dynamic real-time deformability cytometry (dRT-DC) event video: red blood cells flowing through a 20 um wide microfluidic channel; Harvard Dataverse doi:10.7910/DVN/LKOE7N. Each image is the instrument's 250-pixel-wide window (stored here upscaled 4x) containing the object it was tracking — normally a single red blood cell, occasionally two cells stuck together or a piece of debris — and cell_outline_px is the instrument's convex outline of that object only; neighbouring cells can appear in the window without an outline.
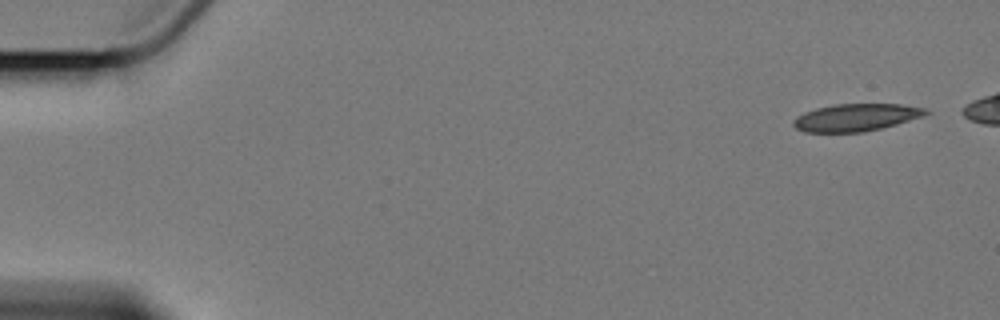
{"species": "Egyptian fruit bat (a non-hibernating species)", "species_latin": "Rousettus aegyptiacus", "temperature_condition": "cold", "stored_images_in_passage": 10, "segment_of_instrument_passage": [1, 2], "camera_frame_rate_fps": 3000, "um_per_image_px": 0.085, "animal": {"sex": "female"}, "frame": {"image": 1, "passage_image": 1, "time_ms": 0.0, "image_size_px": [1000, 320], "cell_outline_px": [[932, 112], [896, 124], [864, 132], [804, 132], [796, 128], [792, 124], [792, 120], [796, 116], [804, 112], [816, 108], [832, 104], [900, 104], [924, 108]], "centroid_in_image_um": [72.69, 9.98], "position_along_channel_um": 12.3, "area_um2": 21.04}}
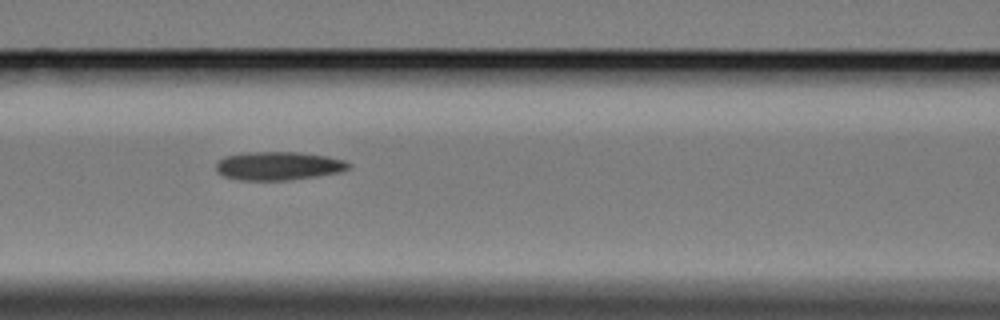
{"frame": {"image": 2, "passage_image": 7, "time_ms": 7.667, "image_size_px": [1000, 320], "cell_outline_px": [[352, 168], [340, 172], [316, 176], [288, 180], [240, 180], [224, 176], [216, 168], [216, 160], [224, 156], [244, 152], [300, 152], [328, 156], [344, 160], [352, 164]], "centroid_in_image_um": [23.69, 14.09], "position_along_channel_um": 142.9, "area_um2": 22.2}}
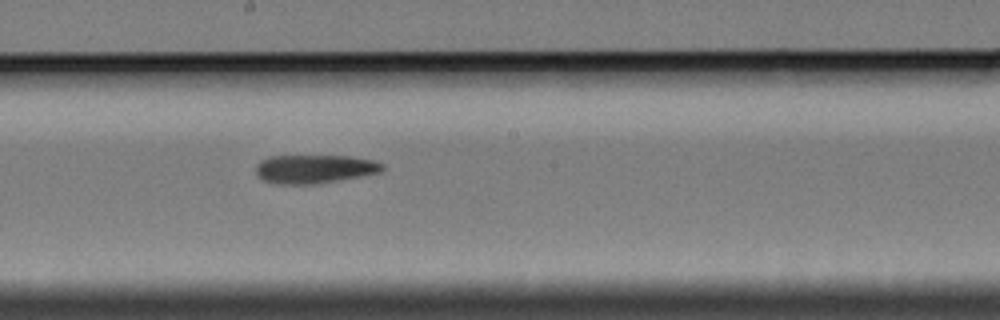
{"frame": {"image": 3, "passage_image": 9, "time_ms": 10.0, "image_size_px": [1000, 320], "cell_outline_px": [[384, 168], [380, 172], [360, 176], [316, 184], [280, 184], [264, 180], [256, 176], [256, 164], [260, 160], [272, 156], [348, 156], [372, 160], [384, 164]], "centroid_in_image_um": [26.7, 14.36], "position_along_channel_um": 221.5, "area_um2": 20.98}}